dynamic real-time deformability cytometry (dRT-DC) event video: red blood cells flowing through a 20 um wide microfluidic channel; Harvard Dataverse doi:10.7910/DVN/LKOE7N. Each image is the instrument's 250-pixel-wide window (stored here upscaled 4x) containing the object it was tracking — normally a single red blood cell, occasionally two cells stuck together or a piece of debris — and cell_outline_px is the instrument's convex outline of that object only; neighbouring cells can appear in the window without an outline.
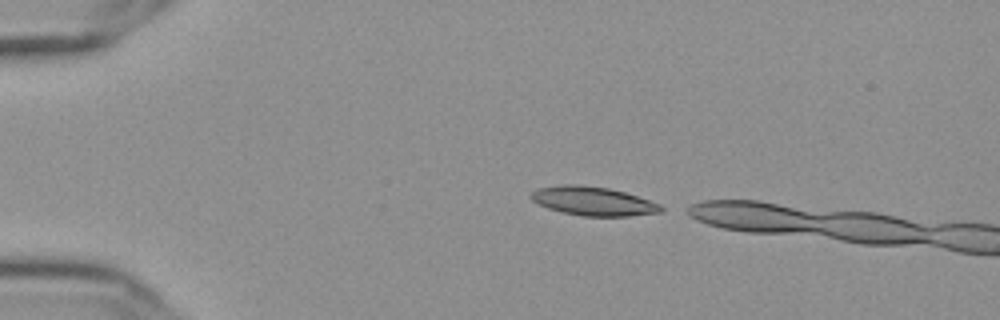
{"species": "Egyptian fruit bat (a non-hibernating species)", "species_latin": "Rousettus aegyptiacus", "temperature_condition": "cold", "stored_images_in_passage": 7, "camera_frame_rate_fps": 3000, "um_per_image_px": 0.085, "frame": {"image": 1, "passage_image": 1, "time_ms": 0.0, "image_size_px": [1000, 320], "cell_outline_px": [[664, 208], [660, 212], [628, 216], [584, 216], [564, 212], [548, 208], [532, 200], [528, 196], [536, 188], [560, 184], [580, 184], [608, 188], [624, 192], [660, 204]], "centroid_in_image_um": [50.37, 17.08], "position_along_channel_um": 34.6, "area_um2": 21.73}}